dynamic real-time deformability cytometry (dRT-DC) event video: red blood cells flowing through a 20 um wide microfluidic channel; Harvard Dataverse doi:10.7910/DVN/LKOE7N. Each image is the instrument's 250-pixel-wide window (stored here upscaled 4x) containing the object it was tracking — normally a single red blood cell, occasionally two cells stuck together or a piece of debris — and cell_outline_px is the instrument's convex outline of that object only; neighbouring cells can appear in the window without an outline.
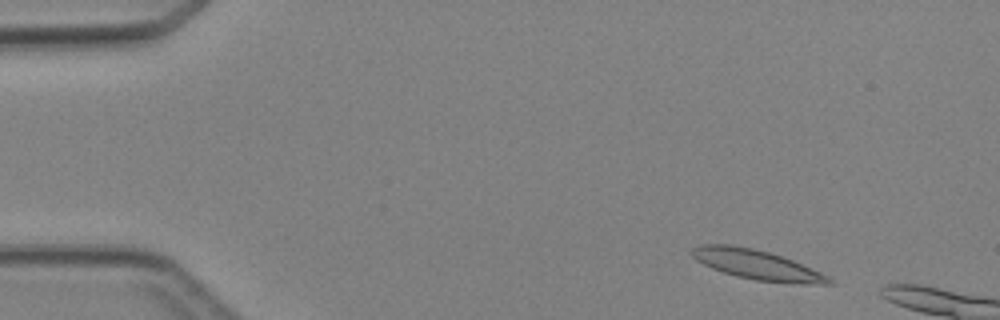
{"species": "Egyptian fruit bat (a non-hibernating species)", "species_latin": "Rousettus aegyptiacus", "temperature_condition": "cold", "stored_images_in_passage": 4, "camera_frame_rate_fps": 3000, "um_per_image_px": 0.085, "animal": {"sex": "female"}, "frame": {"image": 1, "passage_image": 2, "time_ms": 1.0, "image_size_px": [1000, 320], "cell_outline_px": [[836, 284], [800, 284], [756, 280], [736, 276], [712, 268], [696, 260], [688, 252], [692, 248], [700, 244], [732, 244], [752, 248], [768, 252], [792, 260], [812, 268], [828, 276]], "centroid_in_image_um": [64.32, 22.49], "position_along_channel_um": 20.7, "area_um2": 23.7}}